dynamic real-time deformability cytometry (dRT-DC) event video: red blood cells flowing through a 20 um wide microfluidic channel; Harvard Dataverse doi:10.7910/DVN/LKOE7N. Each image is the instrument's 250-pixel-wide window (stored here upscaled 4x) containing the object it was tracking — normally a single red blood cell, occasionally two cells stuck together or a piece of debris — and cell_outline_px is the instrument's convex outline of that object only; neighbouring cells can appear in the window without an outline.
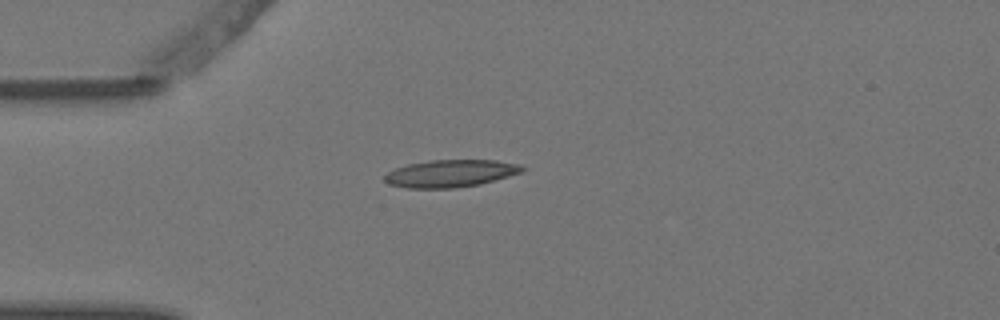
{"species": "Egyptian fruit bat (a non-hibernating species)", "species_latin": "Rousettus aegyptiacus", "temperature_condition": "warm", "stored_images_in_passage": 1, "camera_frame_rate_fps": 3000, "um_per_image_px": 0.085, "animal": {"sex": "female"}, "frame": {"image": 1, "passage_image": 1, "time_ms": 0.0, "image_size_px": [1000, 320], "cell_outline_px": [[528, 168], [524, 172], [480, 184], [456, 188], [408, 188], [388, 184], [384, 180], [384, 176], [388, 172], [396, 168], [408, 164], [428, 160], [496, 160], [520, 164]], "centroid_in_image_um": [38.34, 14.74], "position_along_channel_um": 46.7, "area_um2": 22.14}}